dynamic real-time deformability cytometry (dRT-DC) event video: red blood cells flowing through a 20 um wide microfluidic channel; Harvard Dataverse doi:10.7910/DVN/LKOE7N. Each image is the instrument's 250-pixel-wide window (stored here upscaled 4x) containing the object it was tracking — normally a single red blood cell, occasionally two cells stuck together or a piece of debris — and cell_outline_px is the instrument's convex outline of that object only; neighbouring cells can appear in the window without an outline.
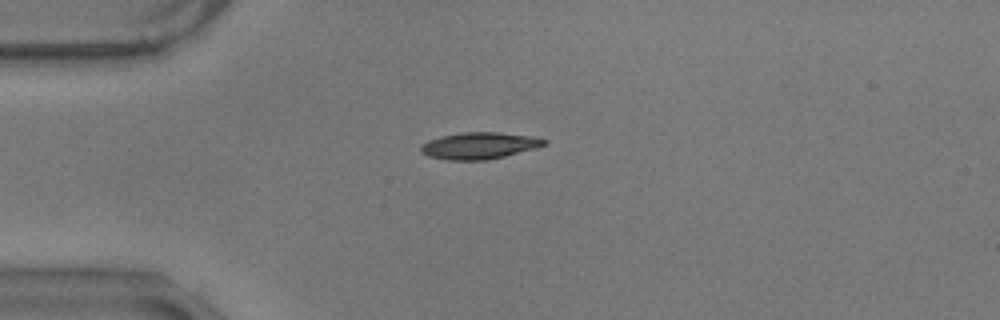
{"species": "common noctule bat (a hibernating species)", "species_latin": "Nyctalus noctula", "temperature_condition": "warm", "stored_images_in_passage": 44, "camera_frame_rate_fps": 3000, "um_per_image_px": 0.085, "animal": {"sex": "male", "body_mass_g": 17.9}, "frame": {"image": 1, "passage_image": 1, "time_ms": 0.0, "image_size_px": [1000, 320], "cell_outline_px": [[548, 144], [536, 148], [504, 156], [484, 160], [448, 160], [428, 156], [420, 152], [420, 144], [428, 140], [440, 136], [460, 132], [500, 132], [540, 136], [548, 140]], "centroid_in_image_um": [40.77, 12.36], "position_along_channel_um": 44.2, "area_um2": 19.59}}
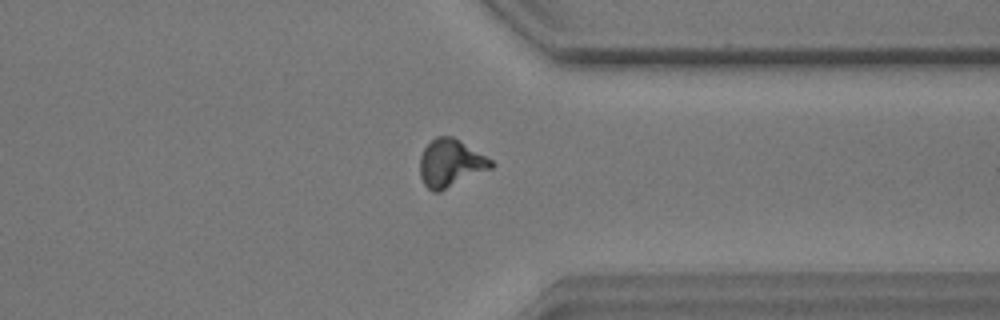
{"frame": {"image": 2, "passage_image": 31, "time_ms": 10.0, "image_size_px": [1000, 320], "cell_outline_px": [[496, 164], [492, 168], [440, 192], [432, 192], [424, 184], [420, 176], [420, 156], [424, 148], [436, 136], [452, 136], [460, 140], [492, 160]], "centroid_in_image_um": [38.3, 13.88], "position_along_channel_um": 373.1, "area_um2": 19.83}}
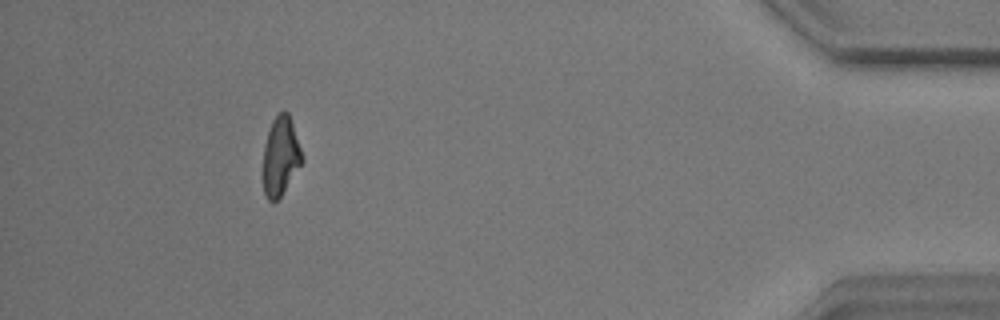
{"frame": {"image": 3, "passage_image": 39, "time_ms": 12.667, "image_size_px": [1000, 320], "cell_outline_px": [[304, 160], [280, 196], [272, 204], [264, 196], [260, 172], [264, 144], [272, 120], [284, 108], [288, 112], [304, 156]], "centroid_in_image_um": [23.8, 13.31], "position_along_channel_um": 411.4, "area_um2": 18.55}, "authors_computed_cell_mechanics": {"area_um2": 19.0162, "velocity_mm_per_s": 3.5076, "shape_relaxation_time_tau1_ms": 4.0355, "shape_relaxation_time_tau2_ms": 1.79, "deformation_change_tau1": 0.1372, "deformation_change_tau2": 0.0851}}